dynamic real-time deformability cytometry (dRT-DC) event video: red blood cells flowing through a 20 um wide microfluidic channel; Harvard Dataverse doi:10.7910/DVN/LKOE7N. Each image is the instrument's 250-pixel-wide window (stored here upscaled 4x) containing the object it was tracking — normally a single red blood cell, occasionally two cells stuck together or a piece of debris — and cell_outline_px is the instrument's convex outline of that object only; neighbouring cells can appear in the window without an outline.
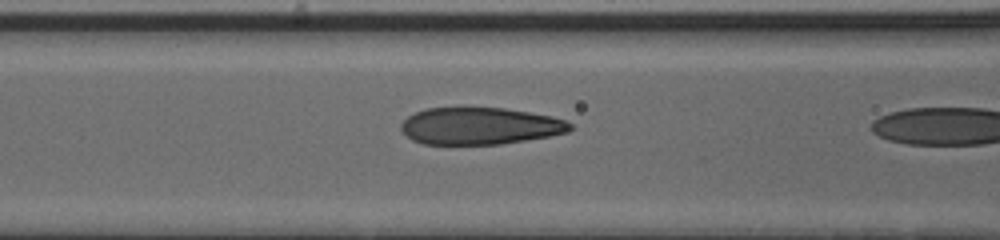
{"species": "human", "species_latin": "Homo sapiens", "temperature_condition": "cold", "stored_images_in_passage": 22, "camera_frame_rate_fps": 3000, "um_per_image_px": 0.085, "donor": {"sex": "male"}, "frame": {"image": 1, "passage_image": 21, "time_ms": 6.667, "image_size_px": [1000, 240], "cell_outline_px": [[572, 128], [568, 132], [548, 136], [500, 144], [424, 144], [412, 140], [400, 128], [400, 124], [408, 116], [424, 108], [504, 108], [552, 116], [564, 120], [572, 124]], "centroid_in_image_um": [40.77, 10.71], "position_along_channel_um": 125.8, "area_um2": 36.24}}